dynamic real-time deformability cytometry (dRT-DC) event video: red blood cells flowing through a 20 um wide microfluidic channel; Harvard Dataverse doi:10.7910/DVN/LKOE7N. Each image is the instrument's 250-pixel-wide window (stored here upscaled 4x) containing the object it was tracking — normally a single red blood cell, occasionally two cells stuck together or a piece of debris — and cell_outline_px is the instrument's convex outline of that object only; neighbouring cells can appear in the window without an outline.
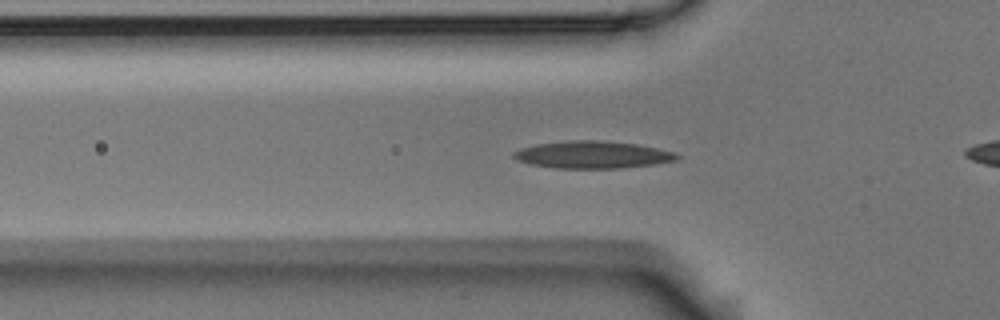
{"species": "Egyptian fruit bat (a non-hibernating species)", "species_latin": "Rousettus aegyptiacus", "temperature_condition": "room temperature", "stored_images_in_passage": 52, "camera_frame_rate_fps": 3000, "um_per_image_px": 0.085, "animal": {"sex": "male"}, "frame": {"image": 1, "passage_image": 13, "time_ms": 4.0, "image_size_px": [1000, 320], "cell_outline_px": [[680, 160], [652, 164], [620, 168], [556, 168], [532, 164], [520, 160], [512, 156], [512, 152], [520, 148], [536, 144], [568, 140], [600, 140], [636, 144], [676, 152], [680, 156]], "centroid_in_image_um": [50.39, 13.14], "position_along_channel_um": 75.4, "area_um2": 25.89}}
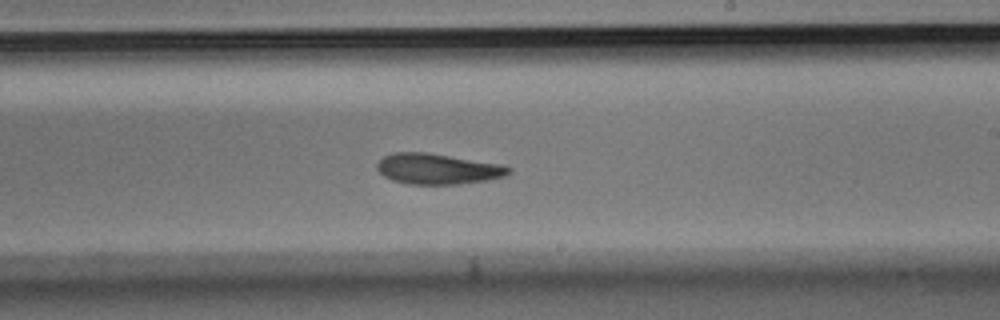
{"frame": {"image": 2, "passage_image": 28, "time_ms": 9.0, "image_size_px": [1000, 320], "cell_outline_px": [[512, 172], [504, 176], [488, 180], [460, 184], [408, 184], [392, 180], [384, 176], [376, 168], [376, 164], [384, 156], [396, 152], [424, 152], [500, 164], [512, 168]], "centroid_in_image_um": [37.19, 14.36], "position_along_channel_um": 251.8, "area_um2": 23.35}}
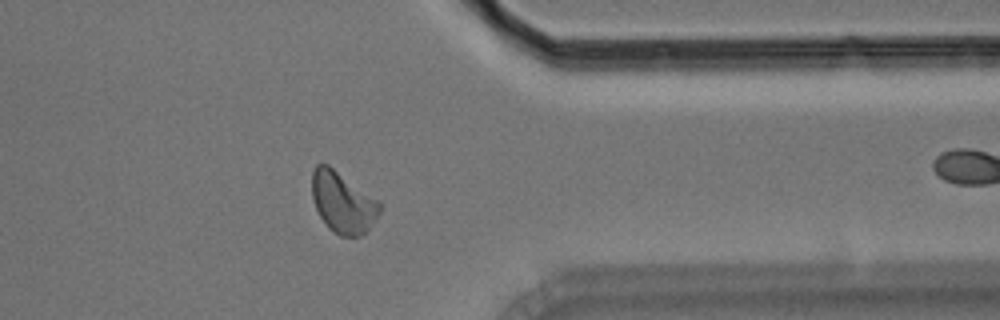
{"frame": {"image": 3, "passage_image": 40, "time_ms": 13.0, "image_size_px": [1000, 320], "cell_outline_px": [[380, 212], [376, 220], [360, 236], [340, 236], [328, 228], [320, 216], [312, 200], [312, 172], [316, 164], [328, 164], [380, 200]], "centroid_in_image_um": [29.14, 17.19], "position_along_channel_um": 382.3, "area_um2": 24.22}, "authors_computed_cell_mechanics": {"area_um2": 23.6113, "velocity_mm_per_s": 3.5145, "shape_relaxation_time_tau1_ms": 7.4631, "shape_relaxation_time_tau2_ms": 3.664, "deformation_change_tau1": 0.1678, "deformation_change_tau2": 0.1053}}